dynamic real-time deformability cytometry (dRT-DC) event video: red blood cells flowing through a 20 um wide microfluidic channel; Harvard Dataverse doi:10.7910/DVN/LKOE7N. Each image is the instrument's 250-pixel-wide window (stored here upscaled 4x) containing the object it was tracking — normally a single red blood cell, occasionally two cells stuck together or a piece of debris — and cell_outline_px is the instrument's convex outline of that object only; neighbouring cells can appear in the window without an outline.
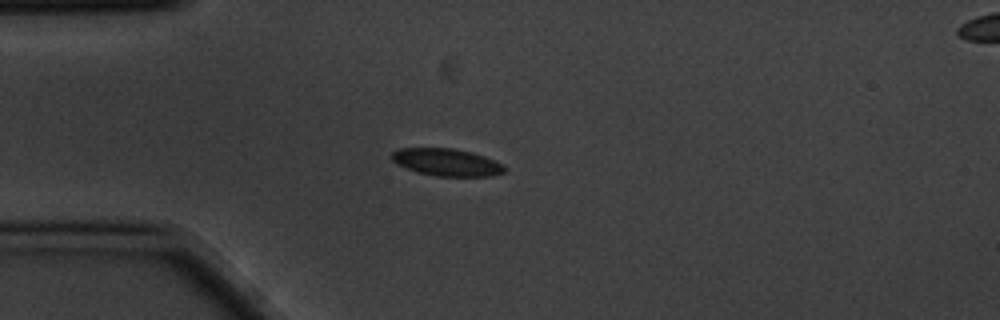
{"species": "common noctule bat (a hibernating species)", "species_latin": "Nyctalus noctula", "temperature_condition": "cold", "stored_images_in_passage": 5, "camera_frame_rate_fps": 3000, "um_per_image_px": 0.085, "animal": {"sex": "male", "body_mass_g": 20.1, "forearm_length_mm": 53.5}, "frame": {"image": 1, "passage_image": 4, "time_ms": 1.0, "image_size_px": [1000, 320], "cell_outline_px": [[508, 168], [504, 172], [492, 176], [436, 176], [416, 172], [396, 164], [392, 160], [392, 152], [400, 148], [452, 148], [472, 152], [484, 156], [504, 164]], "centroid_in_image_um": [37.99, 13.79], "position_along_channel_um": 47.0, "area_um2": 18.09}}